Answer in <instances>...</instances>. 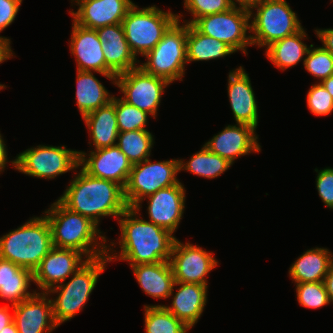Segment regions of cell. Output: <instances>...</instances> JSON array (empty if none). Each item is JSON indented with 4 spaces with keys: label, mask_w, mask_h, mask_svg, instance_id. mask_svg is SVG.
Segmentation results:
<instances>
[{
    "label": "cell",
    "mask_w": 333,
    "mask_h": 333,
    "mask_svg": "<svg viewBox=\"0 0 333 333\" xmlns=\"http://www.w3.org/2000/svg\"><path fill=\"white\" fill-rule=\"evenodd\" d=\"M192 25L200 33L226 43L235 52L247 55L246 48L252 46L250 10L233 6L227 11L200 17Z\"/></svg>",
    "instance_id": "obj_11"
},
{
    "label": "cell",
    "mask_w": 333,
    "mask_h": 333,
    "mask_svg": "<svg viewBox=\"0 0 333 333\" xmlns=\"http://www.w3.org/2000/svg\"><path fill=\"white\" fill-rule=\"evenodd\" d=\"M96 32L102 43L106 65L116 75L139 67L140 61L132 53L121 23L98 28Z\"/></svg>",
    "instance_id": "obj_23"
},
{
    "label": "cell",
    "mask_w": 333,
    "mask_h": 333,
    "mask_svg": "<svg viewBox=\"0 0 333 333\" xmlns=\"http://www.w3.org/2000/svg\"><path fill=\"white\" fill-rule=\"evenodd\" d=\"M10 308L13 309V306L7 304L0 307V331L13 321V311L11 313Z\"/></svg>",
    "instance_id": "obj_43"
},
{
    "label": "cell",
    "mask_w": 333,
    "mask_h": 333,
    "mask_svg": "<svg viewBox=\"0 0 333 333\" xmlns=\"http://www.w3.org/2000/svg\"><path fill=\"white\" fill-rule=\"evenodd\" d=\"M232 165L227 159L211 152L205 145L193 154L189 161L179 159L180 172L183 170L208 179L219 177Z\"/></svg>",
    "instance_id": "obj_31"
},
{
    "label": "cell",
    "mask_w": 333,
    "mask_h": 333,
    "mask_svg": "<svg viewBox=\"0 0 333 333\" xmlns=\"http://www.w3.org/2000/svg\"><path fill=\"white\" fill-rule=\"evenodd\" d=\"M182 16L183 14H177V20L156 46L144 56L146 62L139 64L146 73L164 78L170 84L178 79L182 81L185 76L188 24L181 23Z\"/></svg>",
    "instance_id": "obj_6"
},
{
    "label": "cell",
    "mask_w": 333,
    "mask_h": 333,
    "mask_svg": "<svg viewBox=\"0 0 333 333\" xmlns=\"http://www.w3.org/2000/svg\"><path fill=\"white\" fill-rule=\"evenodd\" d=\"M248 75L243 66L230 70L227 92L235 123L247 124L257 129L258 105Z\"/></svg>",
    "instance_id": "obj_20"
},
{
    "label": "cell",
    "mask_w": 333,
    "mask_h": 333,
    "mask_svg": "<svg viewBox=\"0 0 333 333\" xmlns=\"http://www.w3.org/2000/svg\"><path fill=\"white\" fill-rule=\"evenodd\" d=\"M84 1H87V0H71V3L73 4V2H74V5L76 4V6H77L80 2H84Z\"/></svg>",
    "instance_id": "obj_49"
},
{
    "label": "cell",
    "mask_w": 333,
    "mask_h": 333,
    "mask_svg": "<svg viewBox=\"0 0 333 333\" xmlns=\"http://www.w3.org/2000/svg\"><path fill=\"white\" fill-rule=\"evenodd\" d=\"M6 88V86L3 84H0V90H2V89H5Z\"/></svg>",
    "instance_id": "obj_50"
},
{
    "label": "cell",
    "mask_w": 333,
    "mask_h": 333,
    "mask_svg": "<svg viewBox=\"0 0 333 333\" xmlns=\"http://www.w3.org/2000/svg\"><path fill=\"white\" fill-rule=\"evenodd\" d=\"M186 51L187 64L225 58L235 53L226 43L200 33L192 24H188Z\"/></svg>",
    "instance_id": "obj_30"
},
{
    "label": "cell",
    "mask_w": 333,
    "mask_h": 333,
    "mask_svg": "<svg viewBox=\"0 0 333 333\" xmlns=\"http://www.w3.org/2000/svg\"><path fill=\"white\" fill-rule=\"evenodd\" d=\"M33 282V272L0 258V298L12 306L30 298L36 290H29ZM29 290V291H28Z\"/></svg>",
    "instance_id": "obj_25"
},
{
    "label": "cell",
    "mask_w": 333,
    "mask_h": 333,
    "mask_svg": "<svg viewBox=\"0 0 333 333\" xmlns=\"http://www.w3.org/2000/svg\"><path fill=\"white\" fill-rule=\"evenodd\" d=\"M324 285L328 293L329 301L333 304V262L330 264L327 274L324 278Z\"/></svg>",
    "instance_id": "obj_44"
},
{
    "label": "cell",
    "mask_w": 333,
    "mask_h": 333,
    "mask_svg": "<svg viewBox=\"0 0 333 333\" xmlns=\"http://www.w3.org/2000/svg\"><path fill=\"white\" fill-rule=\"evenodd\" d=\"M130 267L146 295L157 299L170 297L175 279L169 261L130 265Z\"/></svg>",
    "instance_id": "obj_24"
},
{
    "label": "cell",
    "mask_w": 333,
    "mask_h": 333,
    "mask_svg": "<svg viewBox=\"0 0 333 333\" xmlns=\"http://www.w3.org/2000/svg\"><path fill=\"white\" fill-rule=\"evenodd\" d=\"M176 286H179V288H176ZM174 289L177 290L176 293H174ZM207 292L208 286L206 285L175 281L169 297H173L172 303L170 306H163L191 329L197 324L205 309Z\"/></svg>",
    "instance_id": "obj_22"
},
{
    "label": "cell",
    "mask_w": 333,
    "mask_h": 333,
    "mask_svg": "<svg viewBox=\"0 0 333 333\" xmlns=\"http://www.w3.org/2000/svg\"><path fill=\"white\" fill-rule=\"evenodd\" d=\"M250 26L252 45L265 49L303 28L286 0H263L254 6L250 10Z\"/></svg>",
    "instance_id": "obj_7"
},
{
    "label": "cell",
    "mask_w": 333,
    "mask_h": 333,
    "mask_svg": "<svg viewBox=\"0 0 333 333\" xmlns=\"http://www.w3.org/2000/svg\"><path fill=\"white\" fill-rule=\"evenodd\" d=\"M13 168L34 178L55 179L57 176L79 169V151L65 145H37L17 154L10 161Z\"/></svg>",
    "instance_id": "obj_9"
},
{
    "label": "cell",
    "mask_w": 333,
    "mask_h": 333,
    "mask_svg": "<svg viewBox=\"0 0 333 333\" xmlns=\"http://www.w3.org/2000/svg\"><path fill=\"white\" fill-rule=\"evenodd\" d=\"M6 144H5V141L0 133V174L1 172L3 171L4 172V169L6 168L7 163L9 162V159H8V151H7V148H6Z\"/></svg>",
    "instance_id": "obj_45"
},
{
    "label": "cell",
    "mask_w": 333,
    "mask_h": 333,
    "mask_svg": "<svg viewBox=\"0 0 333 333\" xmlns=\"http://www.w3.org/2000/svg\"><path fill=\"white\" fill-rule=\"evenodd\" d=\"M262 1L263 0H230L234 7L244 8L247 10H251Z\"/></svg>",
    "instance_id": "obj_46"
},
{
    "label": "cell",
    "mask_w": 333,
    "mask_h": 333,
    "mask_svg": "<svg viewBox=\"0 0 333 333\" xmlns=\"http://www.w3.org/2000/svg\"><path fill=\"white\" fill-rule=\"evenodd\" d=\"M212 253L176 238L169 261L175 281L208 286L207 275L218 265Z\"/></svg>",
    "instance_id": "obj_13"
},
{
    "label": "cell",
    "mask_w": 333,
    "mask_h": 333,
    "mask_svg": "<svg viewBox=\"0 0 333 333\" xmlns=\"http://www.w3.org/2000/svg\"><path fill=\"white\" fill-rule=\"evenodd\" d=\"M333 253L327 248L315 247L306 250L289 268L292 283L324 282Z\"/></svg>",
    "instance_id": "obj_27"
},
{
    "label": "cell",
    "mask_w": 333,
    "mask_h": 333,
    "mask_svg": "<svg viewBox=\"0 0 333 333\" xmlns=\"http://www.w3.org/2000/svg\"><path fill=\"white\" fill-rule=\"evenodd\" d=\"M108 262L107 255L90 259L70 276L69 282H63L46 292L49 295L57 293L51 301L54 321L58 326L83 310Z\"/></svg>",
    "instance_id": "obj_5"
},
{
    "label": "cell",
    "mask_w": 333,
    "mask_h": 333,
    "mask_svg": "<svg viewBox=\"0 0 333 333\" xmlns=\"http://www.w3.org/2000/svg\"><path fill=\"white\" fill-rule=\"evenodd\" d=\"M134 4L132 0H87L69 13L78 25L96 30L121 23Z\"/></svg>",
    "instance_id": "obj_21"
},
{
    "label": "cell",
    "mask_w": 333,
    "mask_h": 333,
    "mask_svg": "<svg viewBox=\"0 0 333 333\" xmlns=\"http://www.w3.org/2000/svg\"><path fill=\"white\" fill-rule=\"evenodd\" d=\"M90 132L94 150L116 145L119 134L115 112V96L112 101L81 117Z\"/></svg>",
    "instance_id": "obj_26"
},
{
    "label": "cell",
    "mask_w": 333,
    "mask_h": 333,
    "mask_svg": "<svg viewBox=\"0 0 333 333\" xmlns=\"http://www.w3.org/2000/svg\"><path fill=\"white\" fill-rule=\"evenodd\" d=\"M42 213L50 225L54 247L76 250L88 260L107 254V237L89 218L68 209L58 199Z\"/></svg>",
    "instance_id": "obj_3"
},
{
    "label": "cell",
    "mask_w": 333,
    "mask_h": 333,
    "mask_svg": "<svg viewBox=\"0 0 333 333\" xmlns=\"http://www.w3.org/2000/svg\"><path fill=\"white\" fill-rule=\"evenodd\" d=\"M303 66L318 82H322L333 74V55L322 46L315 48L310 44Z\"/></svg>",
    "instance_id": "obj_35"
},
{
    "label": "cell",
    "mask_w": 333,
    "mask_h": 333,
    "mask_svg": "<svg viewBox=\"0 0 333 333\" xmlns=\"http://www.w3.org/2000/svg\"><path fill=\"white\" fill-rule=\"evenodd\" d=\"M23 0H0V32L11 25Z\"/></svg>",
    "instance_id": "obj_40"
},
{
    "label": "cell",
    "mask_w": 333,
    "mask_h": 333,
    "mask_svg": "<svg viewBox=\"0 0 333 333\" xmlns=\"http://www.w3.org/2000/svg\"><path fill=\"white\" fill-rule=\"evenodd\" d=\"M115 112L119 132L146 129L150 114L115 97Z\"/></svg>",
    "instance_id": "obj_34"
},
{
    "label": "cell",
    "mask_w": 333,
    "mask_h": 333,
    "mask_svg": "<svg viewBox=\"0 0 333 333\" xmlns=\"http://www.w3.org/2000/svg\"><path fill=\"white\" fill-rule=\"evenodd\" d=\"M72 22L69 51L76 57L77 70L99 73L116 85L117 75L106 65L102 43L96 30Z\"/></svg>",
    "instance_id": "obj_17"
},
{
    "label": "cell",
    "mask_w": 333,
    "mask_h": 333,
    "mask_svg": "<svg viewBox=\"0 0 333 333\" xmlns=\"http://www.w3.org/2000/svg\"><path fill=\"white\" fill-rule=\"evenodd\" d=\"M306 30L302 28L297 33L273 42L265 50V55L279 70L294 67L300 61L305 62V57L310 46L302 40L308 39Z\"/></svg>",
    "instance_id": "obj_28"
},
{
    "label": "cell",
    "mask_w": 333,
    "mask_h": 333,
    "mask_svg": "<svg viewBox=\"0 0 333 333\" xmlns=\"http://www.w3.org/2000/svg\"><path fill=\"white\" fill-rule=\"evenodd\" d=\"M13 322L19 333H51L58 328L50 295L36 291L30 298L14 305Z\"/></svg>",
    "instance_id": "obj_19"
},
{
    "label": "cell",
    "mask_w": 333,
    "mask_h": 333,
    "mask_svg": "<svg viewBox=\"0 0 333 333\" xmlns=\"http://www.w3.org/2000/svg\"><path fill=\"white\" fill-rule=\"evenodd\" d=\"M169 85L166 79L148 74L140 66L116 76V86L124 94L121 98L153 118Z\"/></svg>",
    "instance_id": "obj_12"
},
{
    "label": "cell",
    "mask_w": 333,
    "mask_h": 333,
    "mask_svg": "<svg viewBox=\"0 0 333 333\" xmlns=\"http://www.w3.org/2000/svg\"><path fill=\"white\" fill-rule=\"evenodd\" d=\"M0 333H19V332L17 330L15 323L12 321L10 324L6 325V327H4L2 331H0Z\"/></svg>",
    "instance_id": "obj_48"
},
{
    "label": "cell",
    "mask_w": 333,
    "mask_h": 333,
    "mask_svg": "<svg viewBox=\"0 0 333 333\" xmlns=\"http://www.w3.org/2000/svg\"><path fill=\"white\" fill-rule=\"evenodd\" d=\"M79 168L93 177L114 181L125 188L132 164L119 147L114 145L91 149L88 155L79 150Z\"/></svg>",
    "instance_id": "obj_16"
},
{
    "label": "cell",
    "mask_w": 333,
    "mask_h": 333,
    "mask_svg": "<svg viewBox=\"0 0 333 333\" xmlns=\"http://www.w3.org/2000/svg\"><path fill=\"white\" fill-rule=\"evenodd\" d=\"M145 333H187L191 330L162 304L144 305Z\"/></svg>",
    "instance_id": "obj_33"
},
{
    "label": "cell",
    "mask_w": 333,
    "mask_h": 333,
    "mask_svg": "<svg viewBox=\"0 0 333 333\" xmlns=\"http://www.w3.org/2000/svg\"><path fill=\"white\" fill-rule=\"evenodd\" d=\"M75 172L63 195L58 198L65 207L89 218L97 226L101 218L112 216L118 219L128 208L121 185L93 177L82 168Z\"/></svg>",
    "instance_id": "obj_2"
},
{
    "label": "cell",
    "mask_w": 333,
    "mask_h": 333,
    "mask_svg": "<svg viewBox=\"0 0 333 333\" xmlns=\"http://www.w3.org/2000/svg\"><path fill=\"white\" fill-rule=\"evenodd\" d=\"M298 303L305 308L318 309L330 304L324 282L295 283Z\"/></svg>",
    "instance_id": "obj_36"
},
{
    "label": "cell",
    "mask_w": 333,
    "mask_h": 333,
    "mask_svg": "<svg viewBox=\"0 0 333 333\" xmlns=\"http://www.w3.org/2000/svg\"><path fill=\"white\" fill-rule=\"evenodd\" d=\"M314 31L322 42V47L333 55V29H316Z\"/></svg>",
    "instance_id": "obj_41"
},
{
    "label": "cell",
    "mask_w": 333,
    "mask_h": 333,
    "mask_svg": "<svg viewBox=\"0 0 333 333\" xmlns=\"http://www.w3.org/2000/svg\"><path fill=\"white\" fill-rule=\"evenodd\" d=\"M316 189L322 202L329 209H333V168L326 167L318 170L315 168Z\"/></svg>",
    "instance_id": "obj_39"
},
{
    "label": "cell",
    "mask_w": 333,
    "mask_h": 333,
    "mask_svg": "<svg viewBox=\"0 0 333 333\" xmlns=\"http://www.w3.org/2000/svg\"><path fill=\"white\" fill-rule=\"evenodd\" d=\"M321 84L326 88V90L333 97V74L330 75L327 79H324Z\"/></svg>",
    "instance_id": "obj_47"
},
{
    "label": "cell",
    "mask_w": 333,
    "mask_h": 333,
    "mask_svg": "<svg viewBox=\"0 0 333 333\" xmlns=\"http://www.w3.org/2000/svg\"><path fill=\"white\" fill-rule=\"evenodd\" d=\"M179 159L152 162L150 158L133 164L124 198L129 208L158 190L178 184Z\"/></svg>",
    "instance_id": "obj_10"
},
{
    "label": "cell",
    "mask_w": 333,
    "mask_h": 333,
    "mask_svg": "<svg viewBox=\"0 0 333 333\" xmlns=\"http://www.w3.org/2000/svg\"><path fill=\"white\" fill-rule=\"evenodd\" d=\"M177 20V14L164 11L156 5L140 8L134 4L121 22L132 53L145 56L162 39Z\"/></svg>",
    "instance_id": "obj_8"
},
{
    "label": "cell",
    "mask_w": 333,
    "mask_h": 333,
    "mask_svg": "<svg viewBox=\"0 0 333 333\" xmlns=\"http://www.w3.org/2000/svg\"><path fill=\"white\" fill-rule=\"evenodd\" d=\"M258 139L255 128L247 124L236 123L225 126L221 132L215 134L204 145L214 154L234 164L235 159L240 156L261 152Z\"/></svg>",
    "instance_id": "obj_18"
},
{
    "label": "cell",
    "mask_w": 333,
    "mask_h": 333,
    "mask_svg": "<svg viewBox=\"0 0 333 333\" xmlns=\"http://www.w3.org/2000/svg\"><path fill=\"white\" fill-rule=\"evenodd\" d=\"M76 72V105L82 117L112 101L114 95L95 77V72Z\"/></svg>",
    "instance_id": "obj_29"
},
{
    "label": "cell",
    "mask_w": 333,
    "mask_h": 333,
    "mask_svg": "<svg viewBox=\"0 0 333 333\" xmlns=\"http://www.w3.org/2000/svg\"><path fill=\"white\" fill-rule=\"evenodd\" d=\"M10 44L9 38L0 36V64L14 56Z\"/></svg>",
    "instance_id": "obj_42"
},
{
    "label": "cell",
    "mask_w": 333,
    "mask_h": 333,
    "mask_svg": "<svg viewBox=\"0 0 333 333\" xmlns=\"http://www.w3.org/2000/svg\"><path fill=\"white\" fill-rule=\"evenodd\" d=\"M146 198L148 199V221L174 234L185 211L186 190L184 185L179 182L145 197L133 207L137 212H140L141 205Z\"/></svg>",
    "instance_id": "obj_14"
},
{
    "label": "cell",
    "mask_w": 333,
    "mask_h": 333,
    "mask_svg": "<svg viewBox=\"0 0 333 333\" xmlns=\"http://www.w3.org/2000/svg\"><path fill=\"white\" fill-rule=\"evenodd\" d=\"M154 135L147 129L119 132L116 145L131 164L142 162L151 156Z\"/></svg>",
    "instance_id": "obj_32"
},
{
    "label": "cell",
    "mask_w": 333,
    "mask_h": 333,
    "mask_svg": "<svg viewBox=\"0 0 333 333\" xmlns=\"http://www.w3.org/2000/svg\"><path fill=\"white\" fill-rule=\"evenodd\" d=\"M184 7L191 13L193 19L183 22L193 24L200 17L227 11L233 5L230 0H184Z\"/></svg>",
    "instance_id": "obj_37"
},
{
    "label": "cell",
    "mask_w": 333,
    "mask_h": 333,
    "mask_svg": "<svg viewBox=\"0 0 333 333\" xmlns=\"http://www.w3.org/2000/svg\"><path fill=\"white\" fill-rule=\"evenodd\" d=\"M134 208H127L117 219L119 242L107 245V257L127 261L129 265L170 261L176 237L167 229L144 220ZM119 244V252L114 250ZM112 247V248H111Z\"/></svg>",
    "instance_id": "obj_1"
},
{
    "label": "cell",
    "mask_w": 333,
    "mask_h": 333,
    "mask_svg": "<svg viewBox=\"0 0 333 333\" xmlns=\"http://www.w3.org/2000/svg\"><path fill=\"white\" fill-rule=\"evenodd\" d=\"M306 99L308 109L316 116H327L333 112V97L321 82L311 85Z\"/></svg>",
    "instance_id": "obj_38"
},
{
    "label": "cell",
    "mask_w": 333,
    "mask_h": 333,
    "mask_svg": "<svg viewBox=\"0 0 333 333\" xmlns=\"http://www.w3.org/2000/svg\"><path fill=\"white\" fill-rule=\"evenodd\" d=\"M52 247L47 218L36 216L0 237V258L34 272Z\"/></svg>",
    "instance_id": "obj_4"
},
{
    "label": "cell",
    "mask_w": 333,
    "mask_h": 333,
    "mask_svg": "<svg viewBox=\"0 0 333 333\" xmlns=\"http://www.w3.org/2000/svg\"><path fill=\"white\" fill-rule=\"evenodd\" d=\"M87 261L88 259L76 250L53 246L34 270L33 283L37 285V291L46 293L65 282Z\"/></svg>",
    "instance_id": "obj_15"
}]
</instances>
